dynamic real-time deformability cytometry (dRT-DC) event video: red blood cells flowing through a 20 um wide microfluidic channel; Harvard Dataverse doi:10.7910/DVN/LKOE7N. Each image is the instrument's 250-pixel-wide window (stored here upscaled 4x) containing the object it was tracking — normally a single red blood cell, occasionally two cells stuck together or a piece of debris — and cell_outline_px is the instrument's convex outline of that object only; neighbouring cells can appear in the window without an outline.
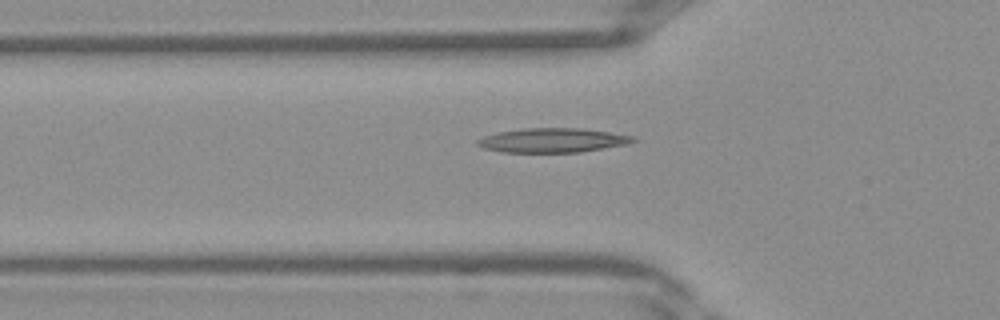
{"species": "Egyptian fruit bat (a non-hibernating species)", "species_latin": "Rousettus aegyptiacus", "temperature_condition": "warm", "stored_images_in_passage": 29, "camera_frame_rate_fps": 3000, "um_per_image_px": 0.085, "frame": {"image": 1, "passage_image": 3, "time_ms": 0.667, "image_size_px": [1000, 320], "cell_outline_px": [[640, 140], [628, 144], [580, 152], [500, 152], [484, 148], [476, 144], [476, 140], [484, 136], [500, 132], [524, 128], [580, 128], [608, 132], [632, 136]], "centroid_in_image_um": [46.98, 11.93], "position_along_channel_um": 78.8, "area_um2": 21.96}}
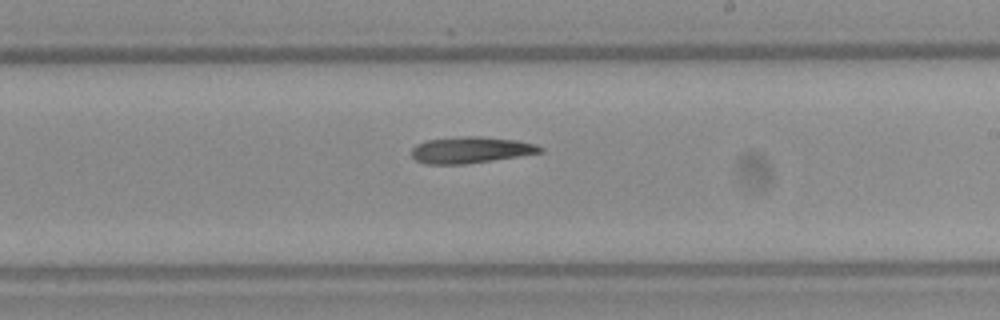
{"frame": {"image": 2, "passage_image": 13, "time_ms": 4.0, "image_size_px": [1000, 320], "cell_outline_px": [[544, 152], [520, 156], [464, 164], [424, 164], [416, 160], [412, 156], [412, 148], [416, 144], [428, 140], [464, 136], [480, 136], [516, 140], [536, 144], [544, 148]], "centroid_in_image_um": [40.03, 12.75], "position_along_channel_um": 249.0, "area_um2": 19.77}}
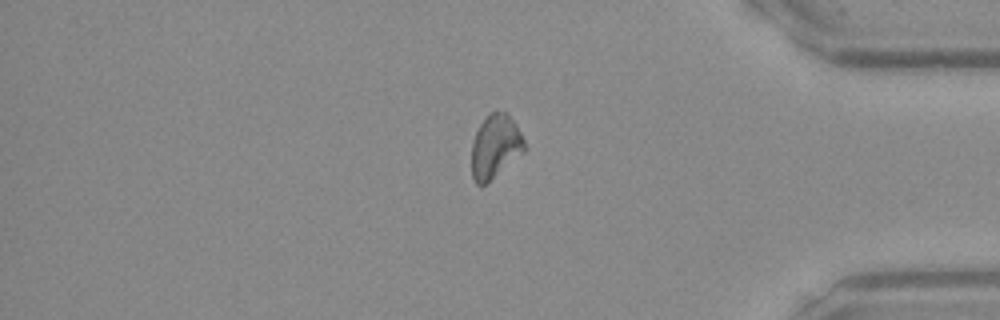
{"frame": {"image": 3, "passage_image": 23, "time_ms": 7.333, "image_size_px": [1000, 320], "cell_outline_px": [[528, 148], [524, 152], [484, 184], [476, 184], [472, 176], [472, 144], [476, 132], [480, 124], [488, 112], [508, 112], [516, 124]], "centroid_in_image_um": [42.11, 12.41], "position_along_channel_um": 393.1, "area_um2": 19.42}}